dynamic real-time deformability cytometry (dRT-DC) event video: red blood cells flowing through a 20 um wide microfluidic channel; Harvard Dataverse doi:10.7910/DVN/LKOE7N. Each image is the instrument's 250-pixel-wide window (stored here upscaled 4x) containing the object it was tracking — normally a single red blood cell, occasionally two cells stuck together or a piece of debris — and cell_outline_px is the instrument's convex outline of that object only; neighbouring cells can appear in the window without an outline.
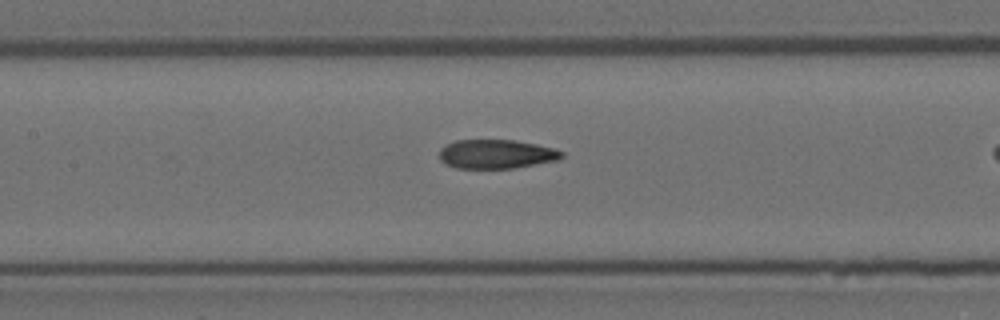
{"species": "Egyptian fruit bat (a non-hibernating species)", "species_latin": "Rousettus aegyptiacus", "temperature_condition": "room temperature", "stored_images_in_passage": 27, "camera_frame_rate_fps": 3000, "um_per_image_px": 0.085, "animal": {"sex": "female"}, "frame": {"image": 1, "passage_image": 20, "time_ms": 6.333, "image_size_px": [1000, 320], "cell_outline_px": [[564, 156], [560, 160], [516, 168], [456, 168], [440, 160], [440, 148], [456, 140], [516, 140], [536, 144], [552, 148], [564, 152]], "centroid_in_image_um": [42.23, 13.1], "position_along_channel_um": 165.2, "area_um2": 20.75}}
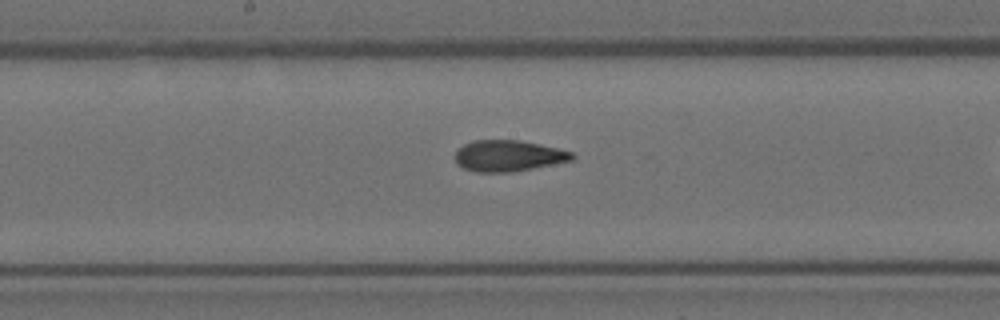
{"frame": {"image": 2, "passage_image": 23, "time_ms": 7.333, "image_size_px": [1000, 320], "cell_outline_px": [[576, 156], [572, 160], [512, 172], [476, 172], [464, 168], [456, 164], [456, 148], [472, 140], [520, 140], [540, 144], [572, 152]], "centroid_in_image_um": [43.17, 13.23], "position_along_channel_um": 205.0, "area_um2": 21.21}}